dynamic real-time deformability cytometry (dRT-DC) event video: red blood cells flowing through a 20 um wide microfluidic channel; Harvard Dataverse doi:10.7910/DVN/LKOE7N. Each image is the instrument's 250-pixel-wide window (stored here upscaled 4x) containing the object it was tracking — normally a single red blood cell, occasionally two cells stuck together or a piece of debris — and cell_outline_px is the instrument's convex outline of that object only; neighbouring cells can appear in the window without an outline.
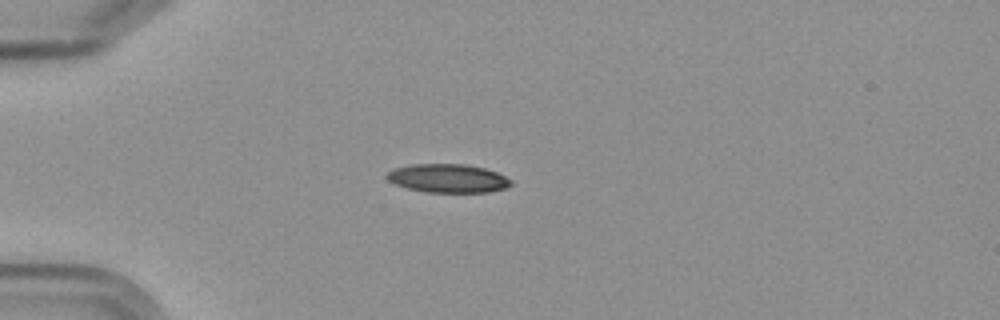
{"species": "Egyptian fruit bat (a non-hibernating species)", "species_latin": "Rousettus aegyptiacus", "temperature_condition": "cold", "stored_images_in_passage": 3, "camera_frame_rate_fps": 3000, "um_per_image_px": 0.085, "frame": {"image": 1, "passage_image": 3, "time_ms": 2.333, "image_size_px": [1000, 320], "cell_outline_px": [[512, 184], [504, 188], [488, 192], [428, 192], [408, 188], [396, 184], [388, 180], [384, 176], [388, 172], [396, 168], [412, 164], [464, 164], [484, 168], [496, 172], [512, 180]], "centroid_in_image_um": [38.07, 15.15], "position_along_channel_um": 46.9, "area_um2": 20.46}}